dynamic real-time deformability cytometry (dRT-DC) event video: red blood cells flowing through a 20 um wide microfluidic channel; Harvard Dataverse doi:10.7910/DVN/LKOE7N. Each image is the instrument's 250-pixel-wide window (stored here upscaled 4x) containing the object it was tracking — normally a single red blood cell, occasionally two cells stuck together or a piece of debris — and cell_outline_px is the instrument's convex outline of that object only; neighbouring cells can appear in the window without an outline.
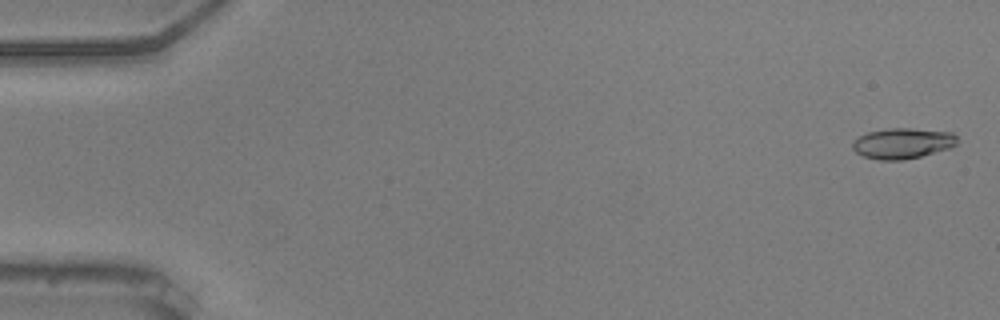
{"species": "common noctule bat (a hibernating species)", "species_latin": "Nyctalus noctula", "temperature_condition": "warm", "stored_images_in_passage": 56, "camera_frame_rate_fps": 3000, "um_per_image_px": 0.085, "animal": {"sex": "male", "body_mass_g": 20.5, "forearm_length_mm": 52.5}, "frame": {"image": 1, "passage_image": 2, "time_ms": 0.333, "image_size_px": [1000, 320], "cell_outline_px": [[956, 144], [952, 148], [904, 160], [880, 160], [864, 156], [856, 152], [852, 148], [852, 140], [868, 132], [888, 128], [912, 128], [952, 132], [956, 136]], "centroid_in_image_um": [76.72, 12.18], "position_along_channel_um": 8.3, "area_um2": 18.73}}
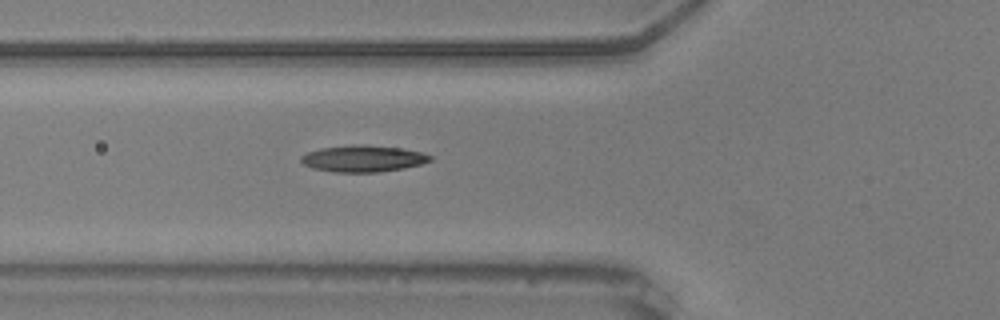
{"frame": {"image": 2, "passage_image": 21, "time_ms": 6.667, "image_size_px": [1000, 320], "cell_outline_px": [[432, 160], [420, 164], [404, 168], [380, 172], [332, 172], [312, 168], [304, 164], [300, 160], [300, 156], [308, 152], [320, 148], [352, 144], [364, 144], [404, 148], [424, 152], [432, 156]], "centroid_in_image_um": [30.88, 13.47], "position_along_channel_um": 94.9, "area_um2": 20.29}}
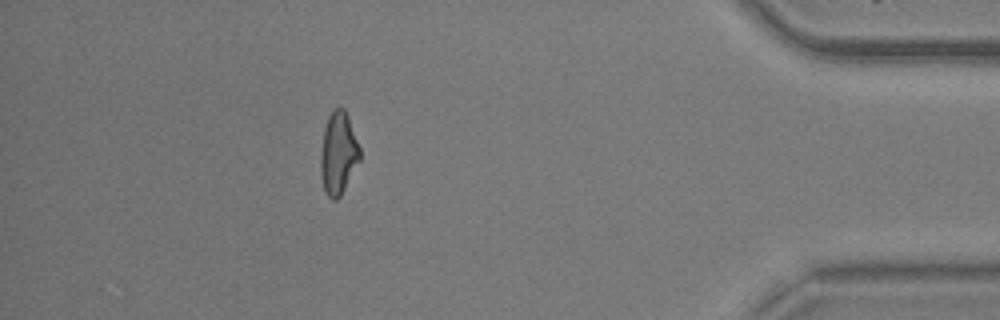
{"frame": {"image": 3, "passage_image": 50, "time_ms": 16.333, "image_size_px": [1000, 320], "cell_outline_px": [[360, 160], [340, 196], [336, 200], [332, 200], [328, 196], [324, 188], [320, 172], [320, 152], [324, 128], [328, 116], [332, 108], [344, 108], [348, 116], [360, 148]], "centroid_in_image_um": [28.74, 13.0], "position_along_channel_um": 406.5, "area_um2": 18.84}, "authors_computed_cell_mechanics": {"area_um2": 18.785, "velocity_mm_per_s": 3.6879, "shape_relaxation_time_tau1_ms": null, "shape_relaxation_time_tau2_ms": 2.5913, "deformation_change_tau1": null, "deformation_change_tau2": 0.0996}}